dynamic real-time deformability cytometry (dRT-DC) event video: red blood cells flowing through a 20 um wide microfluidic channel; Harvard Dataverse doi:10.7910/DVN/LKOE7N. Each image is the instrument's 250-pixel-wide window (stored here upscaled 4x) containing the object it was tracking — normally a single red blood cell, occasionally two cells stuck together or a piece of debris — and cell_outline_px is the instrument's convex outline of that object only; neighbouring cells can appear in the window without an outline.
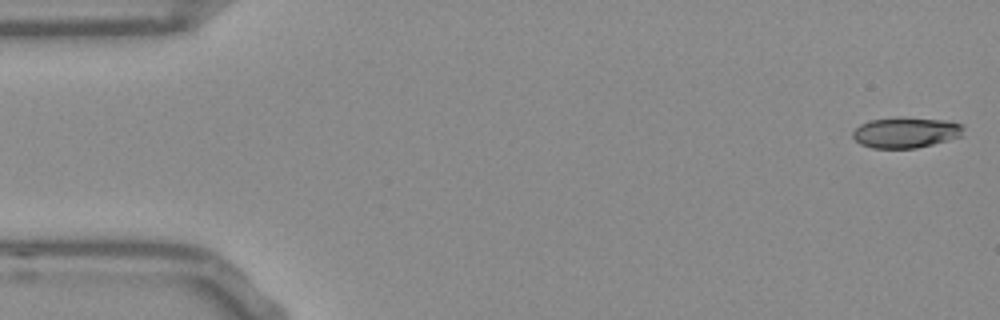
{"species": "Egyptian fruit bat (a non-hibernating species)", "species_latin": "Rousettus aegyptiacus", "temperature_condition": "room temperature", "stored_images_in_passage": 52, "camera_frame_rate_fps": 3000, "um_per_image_px": 0.085, "frame": {"image": 1, "passage_image": 1, "time_ms": 0.0, "image_size_px": [1000, 320], "cell_outline_px": [[964, 136], [916, 148], [872, 148], [860, 144], [852, 136], [852, 132], [860, 124], [872, 120], [896, 116], [944, 120], [964, 124]], "centroid_in_image_um": [77.02, 11.25], "position_along_channel_um": 8.0, "area_um2": 20.06}}
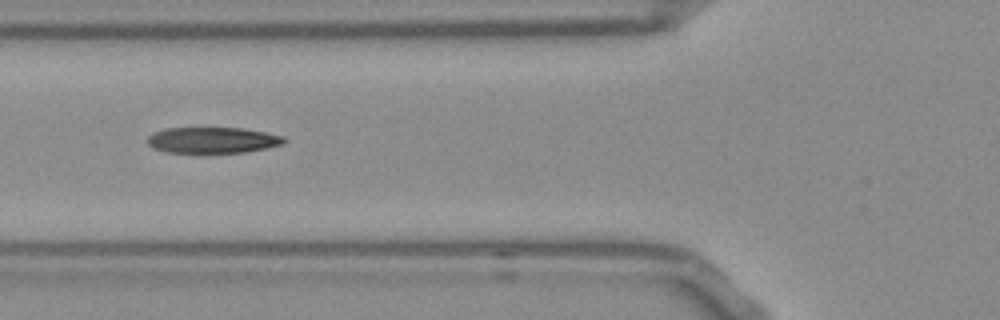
{"frame": {"image": 2, "passage_image": 19, "time_ms": 6.0, "image_size_px": [1000, 320], "cell_outline_px": [[288, 140], [284, 144], [268, 148], [244, 152], [200, 156], [168, 152], [152, 148], [148, 144], [148, 136], [152, 132], [164, 128], [244, 128], [268, 132], [284, 136]], "centroid_in_image_um": [18.08, 11.95], "position_along_channel_um": 107.7, "area_um2": 21.96}}
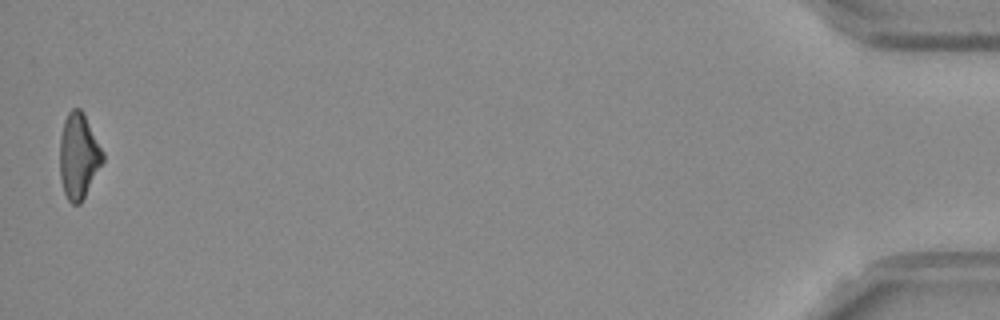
{"frame": {"image": 3, "passage_image": 52, "time_ms": 17.0, "image_size_px": [1000, 320], "cell_outline_px": [[104, 160], [80, 204], [72, 204], [68, 200], [64, 192], [60, 180], [60, 136], [64, 120], [68, 112], [72, 108], [80, 108], [84, 112], [104, 152]], "centroid_in_image_um": [6.68, 13.23], "position_along_channel_um": 428.5, "area_um2": 21.5}, "authors_computed_cell_mechanics": {"area_um2": 21.2126, "velocity_mm_per_s": 3.8156, "shape_relaxation_time_tau1_ms": 6.5067, "shape_relaxation_time_tau2_ms": 3.2549, "deformation_change_tau1": 0.2003, "deformation_change_tau2": 0.1267}}